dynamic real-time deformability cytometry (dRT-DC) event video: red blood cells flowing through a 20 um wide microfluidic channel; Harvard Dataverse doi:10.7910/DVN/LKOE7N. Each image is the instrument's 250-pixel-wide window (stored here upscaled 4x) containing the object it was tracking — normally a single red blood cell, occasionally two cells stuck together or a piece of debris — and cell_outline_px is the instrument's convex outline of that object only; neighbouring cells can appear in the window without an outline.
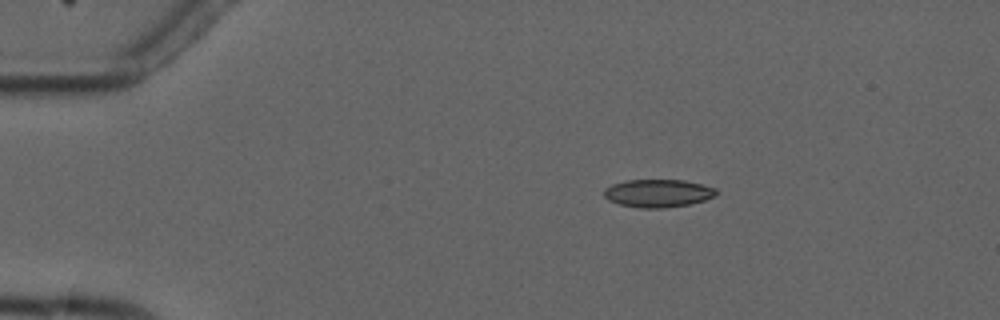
{"species": "common noctule bat (a hibernating species)", "species_latin": "Nyctalus noctula", "temperature_condition": "cold", "stored_images_in_passage": 15, "camera_frame_rate_fps": 3000, "um_per_image_px": 0.085, "animal": {"sex": "male", "forearm_length_mm": 52.5}, "frame": {"image": 1, "passage_image": 3, "time_ms": 2.333, "image_size_px": [1000, 320], "cell_outline_px": [[720, 192], [716, 196], [704, 200], [688, 204], [664, 208], [640, 208], [620, 204], [608, 200], [604, 196], [604, 188], [612, 184], [624, 180], [684, 180], [716, 188]], "centroid_in_image_um": [55.93, 16.42], "position_along_channel_um": 29.1, "area_um2": 18.32}}
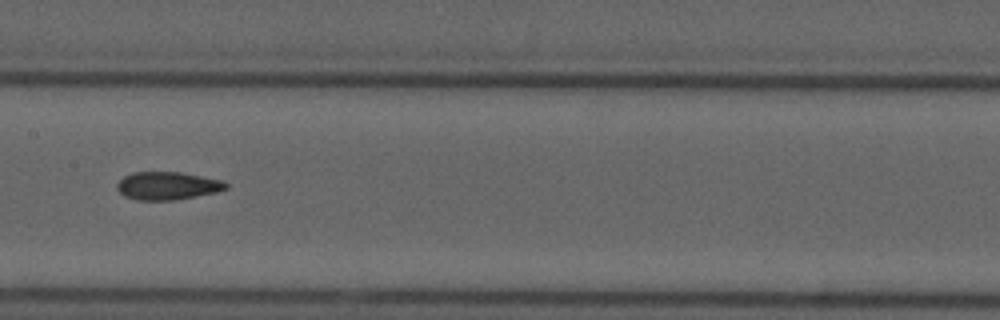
{"frame": {"image": 2, "passage_image": 8, "time_ms": 8.333, "image_size_px": [1000, 320], "cell_outline_px": [[228, 188], [216, 192], [196, 196], [172, 200], [136, 200], [124, 196], [116, 188], [116, 184], [124, 176], [132, 172], [180, 172], [224, 180], [228, 184]], "centroid_in_image_um": [14.23, 15.78], "position_along_channel_um": 193.2, "area_um2": 17.8}}
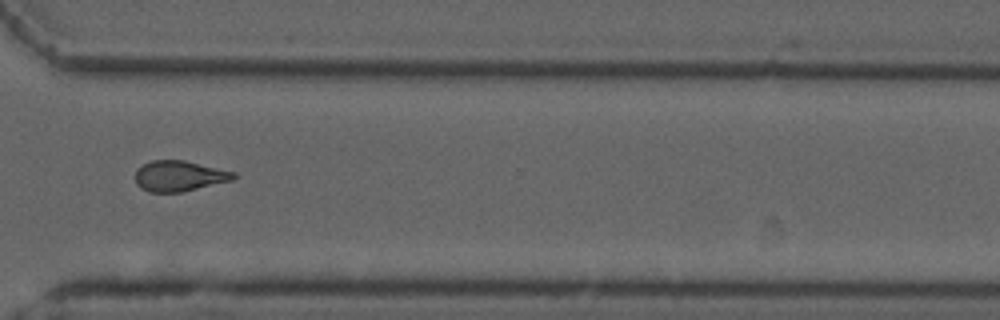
{"frame": {"image": 3, "passage_image": 12, "time_ms": 12.667, "image_size_px": [1000, 320], "cell_outline_px": [[236, 180], [184, 192], [148, 192], [140, 188], [136, 184], [136, 168], [152, 160], [184, 160], [236, 172]], "centroid_in_image_um": [15.27, 14.97], "position_along_channel_um": 355.3, "area_um2": 17.86}, "authors_computed_cell_mechanics": {"area_um2": 17.8602, "velocity_mm_per_s": 3.753, "shape_relaxation_time_tau1_ms": 4.4579, "shape_relaxation_time_tau2_ms": 2.5731, "deformation_change_tau1": 0.1339, "deformation_change_tau2": 0.085}}